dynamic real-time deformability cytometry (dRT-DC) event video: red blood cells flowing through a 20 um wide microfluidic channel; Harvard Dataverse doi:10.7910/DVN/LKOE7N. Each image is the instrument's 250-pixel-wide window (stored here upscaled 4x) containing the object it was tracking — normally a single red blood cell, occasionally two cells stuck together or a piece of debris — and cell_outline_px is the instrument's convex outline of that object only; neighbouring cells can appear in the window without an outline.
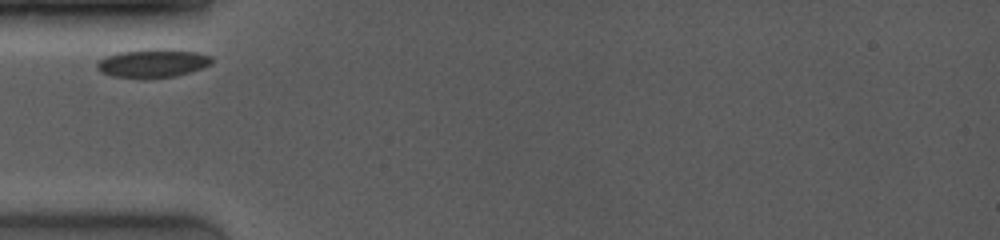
{"species": "common noctule bat (a hibernating species)", "species_latin": "Nyctalus noctula", "temperature_condition": "room temperature", "stored_images_in_passage": 2, "camera_frame_rate_fps": 4000, "um_per_image_px": 0.085, "animal": {"sex": "female", "body_mass_g": 19.0, "forearm_length_mm": 53.3}, "frame": {"image": 1, "passage_image": 1, "time_ms": 0.0, "image_size_px": [1000, 240], "cell_outline_px": [[212, 64], [176, 76], [140, 80], [112, 76], [100, 72], [96, 68], [96, 64], [104, 56], [120, 52], [152, 48], [160, 48], [196, 52], [212, 56]], "centroid_in_image_um": [12.93, 5.39], "position_along_channel_um": 72.1, "area_um2": 19.42}}